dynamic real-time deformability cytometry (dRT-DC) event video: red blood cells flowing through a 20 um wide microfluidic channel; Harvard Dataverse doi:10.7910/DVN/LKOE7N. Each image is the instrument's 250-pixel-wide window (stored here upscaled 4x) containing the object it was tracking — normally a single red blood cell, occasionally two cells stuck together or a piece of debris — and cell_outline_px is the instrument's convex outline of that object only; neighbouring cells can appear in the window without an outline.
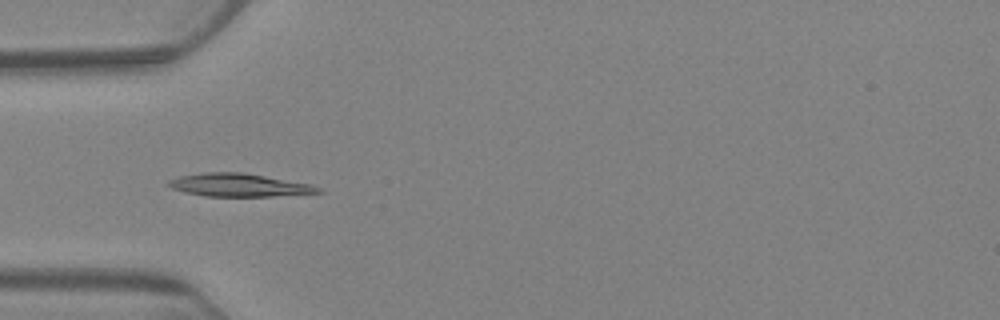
{"species": "Egyptian fruit bat (a non-hibernating species)", "species_latin": "Rousettus aegyptiacus", "temperature_condition": "warm", "stored_images_in_passage": 5, "camera_frame_rate_fps": 3000, "um_per_image_px": 0.085, "animal": {"sex": "female"}, "frame": {"image": 1, "passage_image": 4, "time_ms": 3.667, "image_size_px": [1000, 320], "cell_outline_px": [[324, 192], [272, 196], [204, 196], [184, 192], [172, 188], [164, 184], [168, 180], [180, 176], [204, 172], [240, 172], [312, 184], [320, 188]], "centroid_in_image_um": [20.27, 15.73], "position_along_channel_um": 64.7, "area_um2": 20.0}}
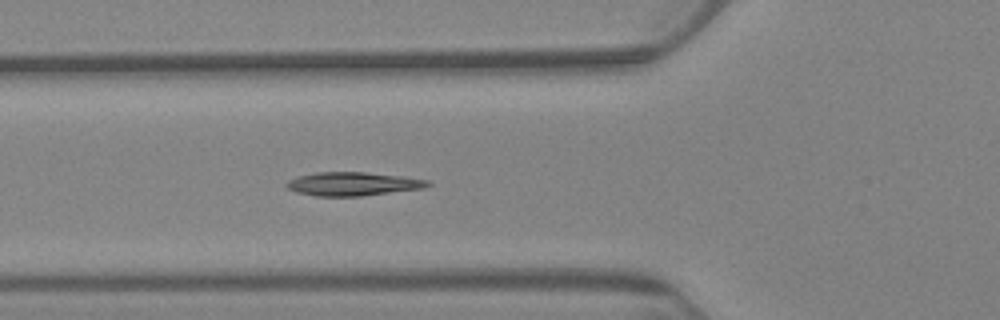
{"frame": {"image": 2, "passage_image": 5, "time_ms": 4.667, "image_size_px": [1000, 320], "cell_outline_px": [[432, 184], [424, 188], [360, 196], [316, 196], [296, 192], [288, 188], [284, 184], [288, 180], [296, 176], [316, 172], [364, 172], [400, 176], [428, 180]], "centroid_in_image_um": [29.95, 15.63], "position_along_channel_um": 95.9, "area_um2": 19.36}}